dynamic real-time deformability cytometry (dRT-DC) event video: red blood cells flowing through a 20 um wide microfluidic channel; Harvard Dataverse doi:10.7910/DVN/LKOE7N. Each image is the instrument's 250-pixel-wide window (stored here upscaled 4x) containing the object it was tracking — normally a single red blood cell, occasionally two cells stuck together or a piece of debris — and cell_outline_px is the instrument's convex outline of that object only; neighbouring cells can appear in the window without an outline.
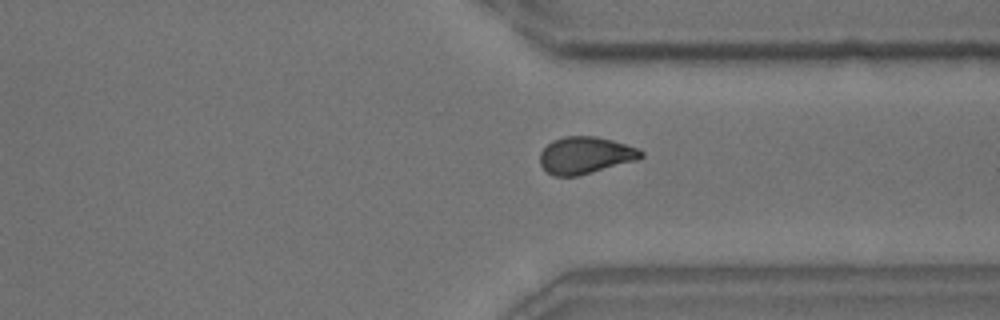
{"species": "common noctule bat (a hibernating species)", "species_latin": "Nyctalus noctula", "temperature_condition": "room temperature", "stored_images_in_passage": 31, "camera_frame_rate_fps": 3000, "um_per_image_px": 0.085, "animal": {"sex": "male", "body_mass_g": 18.8}, "frame": {"image": 1, "passage_image": 27, "time_ms": 8.667, "image_size_px": [1000, 320], "cell_outline_px": [[644, 156], [640, 160], [576, 176], [552, 176], [540, 164], [540, 152], [552, 140], [564, 136], [596, 136], [612, 140], [636, 148], [644, 152]], "centroid_in_image_um": [49.77, 13.2], "position_along_channel_um": 361.6, "area_um2": 21.85}}